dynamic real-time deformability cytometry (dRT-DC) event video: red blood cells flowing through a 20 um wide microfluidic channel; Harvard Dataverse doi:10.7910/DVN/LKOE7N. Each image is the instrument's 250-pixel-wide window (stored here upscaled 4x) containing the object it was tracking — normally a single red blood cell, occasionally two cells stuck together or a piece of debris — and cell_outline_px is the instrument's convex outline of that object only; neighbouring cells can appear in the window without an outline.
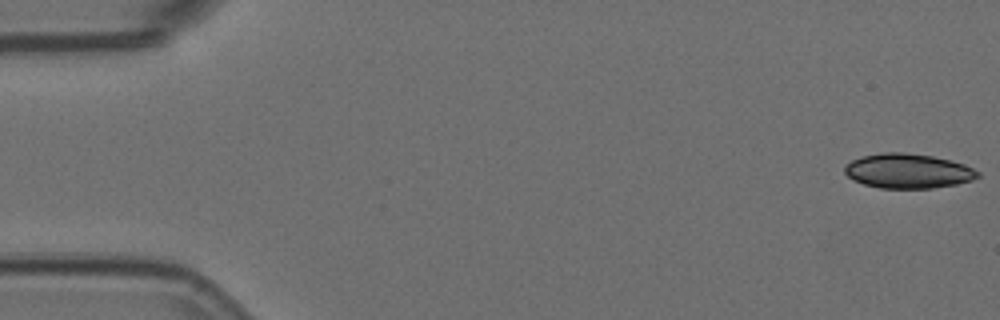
{"species": "Egyptian fruit bat (a non-hibernating species)", "species_latin": "Rousettus aegyptiacus", "temperature_condition": "room temperature", "stored_images_in_passage": 12, "camera_frame_rate_fps": 3000, "um_per_image_px": 0.085, "animal": {"sex": "female"}, "frame": {"image": 1, "passage_image": 1, "time_ms": 0.0, "image_size_px": [1000, 320], "cell_outline_px": [[980, 176], [972, 180], [956, 184], [932, 188], [880, 188], [864, 184], [848, 176], [844, 172], [844, 168], [852, 160], [864, 156], [884, 152], [900, 152], [932, 156], [952, 160], [964, 164], [980, 172]], "centroid_in_image_um": [77.22, 14.53], "position_along_channel_um": 7.8, "area_um2": 26.65}}